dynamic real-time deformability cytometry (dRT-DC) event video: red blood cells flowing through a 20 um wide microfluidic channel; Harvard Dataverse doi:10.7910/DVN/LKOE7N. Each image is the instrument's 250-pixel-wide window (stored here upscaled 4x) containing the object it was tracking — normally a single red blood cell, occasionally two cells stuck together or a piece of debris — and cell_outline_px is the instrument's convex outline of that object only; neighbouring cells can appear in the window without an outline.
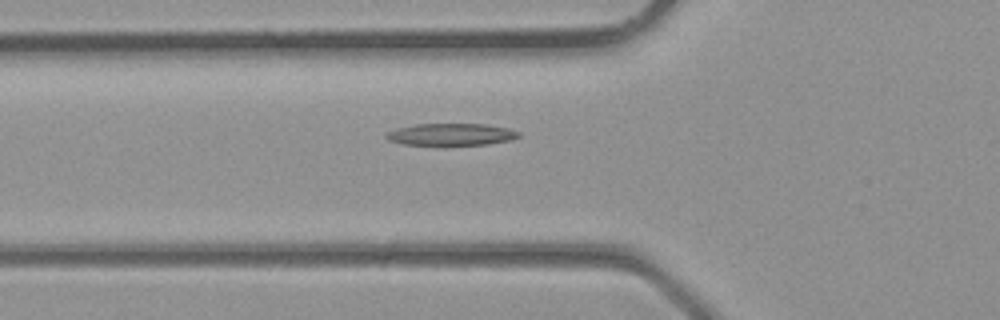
{"species": "common noctule bat (a hibernating species)", "species_latin": "Nyctalus noctula", "temperature_condition": "room temperature", "stored_images_in_passage": 4, "camera_frame_rate_fps": 3000, "um_per_image_px": 0.085, "animal": {"sex": "male", "body_mass_g": 23.1, "forearm_length_mm": 52.7}, "frame": {"image": 1, "passage_image": 4, "time_ms": 1.0, "image_size_px": [1000, 320], "cell_outline_px": [[520, 136], [512, 140], [488, 144], [404, 144], [388, 140], [384, 136], [388, 132], [400, 128], [416, 124], [488, 124], [508, 128], [520, 132]], "centroid_in_image_um": [38.41, 11.41], "position_along_channel_um": 87.4, "area_um2": 16.7}}